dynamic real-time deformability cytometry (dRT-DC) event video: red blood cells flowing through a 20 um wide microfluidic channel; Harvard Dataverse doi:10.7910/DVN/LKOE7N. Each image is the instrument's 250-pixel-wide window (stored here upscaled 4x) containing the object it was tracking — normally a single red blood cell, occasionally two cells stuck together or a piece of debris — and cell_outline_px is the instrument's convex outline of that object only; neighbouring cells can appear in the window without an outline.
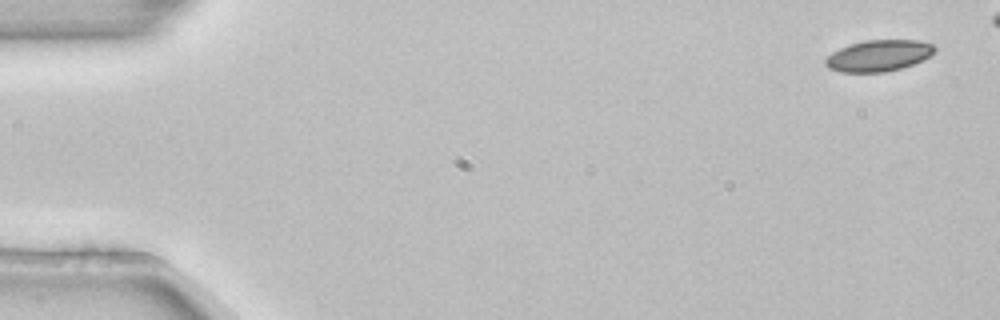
{"species": "common noctule bat (a hibernating species)", "species_latin": "Nyctalus noctula", "temperature_condition": "room temperature", "stored_images_in_passage": 6, "camera_frame_rate_fps": 3000, "um_per_image_px": 0.085, "animal": {"sex": "female", "body_mass_g": 22.7, "forearm_length_mm": 54.2}, "frame": {"image": 1, "passage_image": 1, "time_ms": 0.0, "image_size_px": [1000, 320], "cell_outline_px": [[936, 48], [924, 60], [900, 68], [884, 72], [840, 72], [828, 68], [824, 64], [824, 60], [832, 52], [840, 48], [852, 44], [868, 40], [920, 40], [932, 44]], "centroid_in_image_um": [74.66, 4.73], "position_along_channel_um": 10.3, "area_um2": 19.77}}